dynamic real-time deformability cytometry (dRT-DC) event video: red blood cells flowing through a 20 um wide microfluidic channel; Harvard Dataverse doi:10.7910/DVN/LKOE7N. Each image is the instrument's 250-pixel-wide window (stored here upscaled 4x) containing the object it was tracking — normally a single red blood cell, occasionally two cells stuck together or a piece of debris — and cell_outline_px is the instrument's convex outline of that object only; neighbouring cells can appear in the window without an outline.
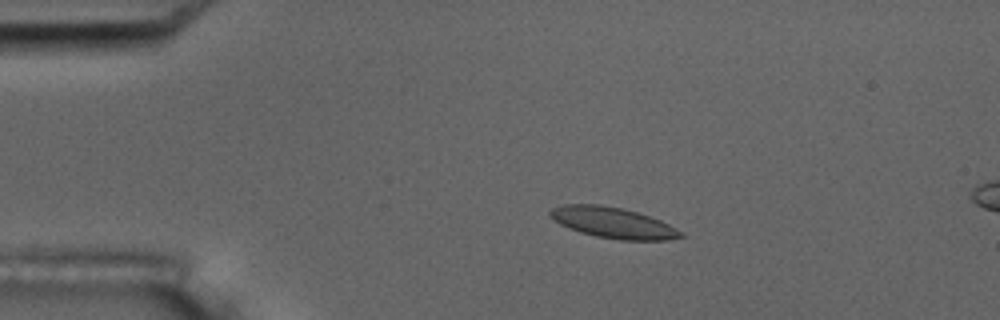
{"species": "common noctule bat (a hibernating species)", "species_latin": "Nyctalus noctula", "temperature_condition": "room temperature", "stored_images_in_passage": 6, "camera_frame_rate_fps": 3000, "um_per_image_px": 0.085, "animal": {"sex": "male", "body_mass_g": 17.5, "forearm_length_mm": 52.3}, "frame": {"image": 1, "passage_image": 4, "time_ms": 1.0, "image_size_px": [1000, 320], "cell_outline_px": [[684, 236], [668, 240], [620, 240], [596, 236], [580, 232], [568, 228], [560, 224], [548, 216], [548, 212], [552, 208], [564, 204], [596, 204], [620, 208], [636, 212], [660, 220], [684, 232]], "centroid_in_image_um": [52.08, 18.94], "position_along_channel_um": 32.9, "area_um2": 23.41}}